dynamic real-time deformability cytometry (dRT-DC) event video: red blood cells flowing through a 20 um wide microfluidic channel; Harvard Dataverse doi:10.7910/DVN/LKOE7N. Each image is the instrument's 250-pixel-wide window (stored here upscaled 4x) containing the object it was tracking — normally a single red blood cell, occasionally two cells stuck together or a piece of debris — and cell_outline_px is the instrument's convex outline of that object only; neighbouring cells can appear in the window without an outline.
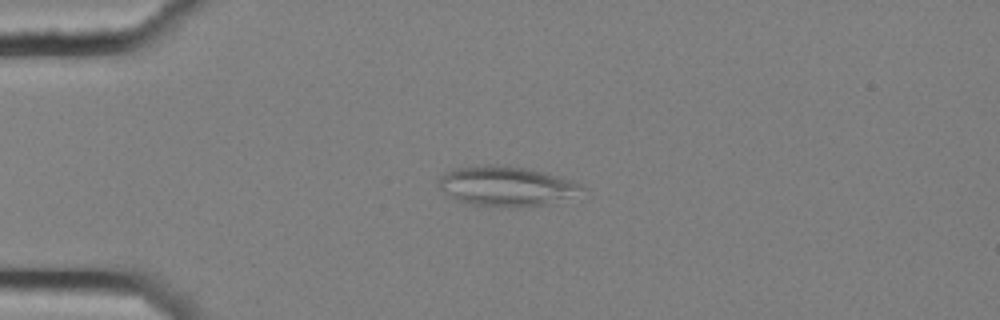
{"species": "common noctule bat (a hibernating species)", "species_latin": "Nyctalus noctula", "temperature_condition": "cold", "stored_images_in_passage": 2, "camera_frame_rate_fps": 3000, "um_per_image_px": 0.085, "animal": {"sex": "female", "body_mass_g": 25.1}, "frame": {"image": 1, "passage_image": 1, "time_ms": 0.0, "image_size_px": [1000, 320], "cell_outline_px": [[588, 188], [552, 204], [516, 208], [468, 204], [444, 196], [436, 184], [440, 176], [456, 168], [484, 164], [492, 164], [528, 168], [572, 180]], "centroid_in_image_um": [42.98, 15.84], "position_along_channel_um": 42.0, "area_um2": 33.76}}